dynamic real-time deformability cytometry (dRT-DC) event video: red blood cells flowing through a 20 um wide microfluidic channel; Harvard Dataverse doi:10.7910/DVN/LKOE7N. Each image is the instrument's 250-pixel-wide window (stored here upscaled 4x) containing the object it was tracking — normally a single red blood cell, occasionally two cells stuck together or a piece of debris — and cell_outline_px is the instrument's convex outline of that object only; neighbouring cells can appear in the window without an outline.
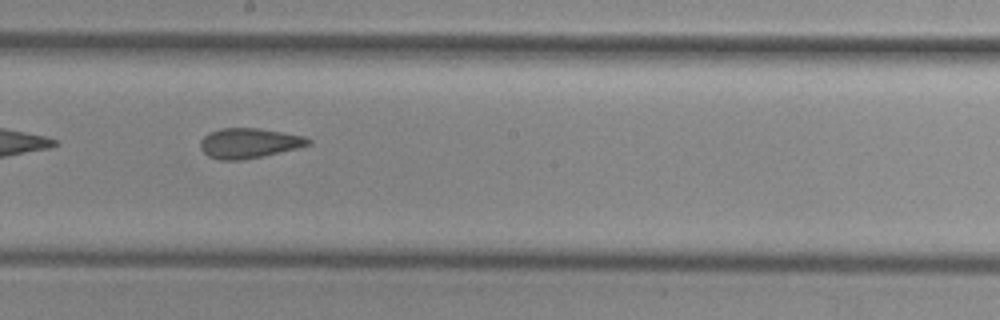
{"species": "common noctule bat (a hibernating species)", "species_latin": "Nyctalus noctula", "temperature_condition": "cold", "stored_images_in_passage": 32, "camera_frame_rate_fps": 3000, "um_per_image_px": 0.085, "animal": {"sex": "female", "body_mass_g": 29.2, "forearm_length_mm": 56.3}, "frame": {"image": 1, "passage_image": 14, "time_ms": 4.333, "image_size_px": [1000, 320], "cell_outline_px": [[312, 144], [296, 148], [260, 156], [240, 160], [220, 160], [208, 156], [200, 148], [200, 140], [208, 132], [220, 128], [260, 128], [304, 136], [312, 140]], "centroid_in_image_um": [21.13, 12.15], "position_along_channel_um": 227.1, "area_um2": 18.79}, "authors_computed_cell_mechanics": {"area_um2": 19.2763, "velocity_mm_per_s": 3.7375, "shape_relaxation_time_tau1_ms": null, "shape_relaxation_time_tau2_ms": 2.3574, "deformation_change_tau1": null, "deformation_change_tau2": 0.0961}}